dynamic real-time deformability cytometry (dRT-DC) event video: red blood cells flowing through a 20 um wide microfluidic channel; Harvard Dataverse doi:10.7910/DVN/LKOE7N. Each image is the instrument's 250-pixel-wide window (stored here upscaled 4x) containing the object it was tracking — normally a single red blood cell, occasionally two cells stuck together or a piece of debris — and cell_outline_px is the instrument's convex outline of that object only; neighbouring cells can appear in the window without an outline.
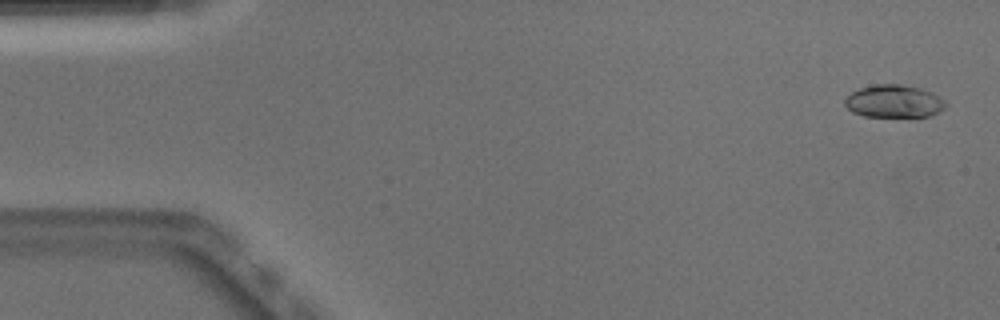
{"species": "Egyptian fruit bat (a non-hibernating species)", "species_latin": "Rousettus aegyptiacus", "temperature_condition": "warm", "stored_images_in_passage": 51, "camera_frame_rate_fps": 3000, "um_per_image_px": 0.085, "animal": {"sex": "male"}, "frame": {"image": 1, "passage_image": 2, "time_ms": 0.333, "image_size_px": [1000, 320], "cell_outline_px": [[948, 104], [944, 108], [932, 116], [916, 120], [864, 116], [852, 112], [844, 104], [844, 100], [852, 92], [860, 88], [872, 84], [904, 84], [920, 88], [932, 92], [940, 96]], "centroid_in_image_um": [76.04, 8.66], "position_along_channel_um": 9.0, "area_um2": 20.29}}
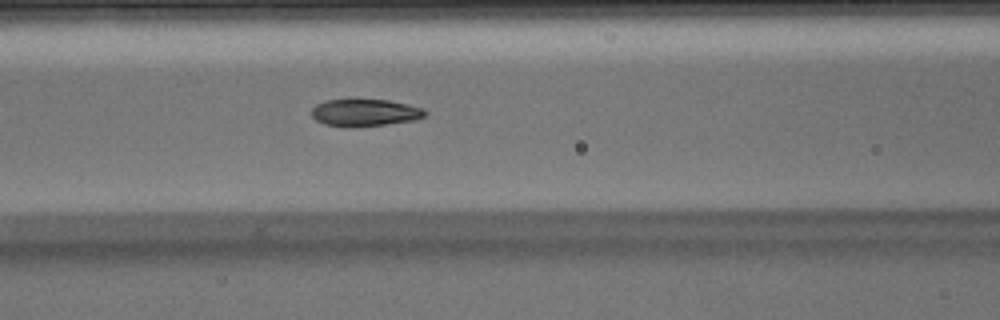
{"frame": {"image": 2, "passage_image": 21, "time_ms": 6.667, "image_size_px": [1000, 320], "cell_outline_px": [[428, 112], [424, 116], [416, 120], [384, 124], [344, 128], [324, 124], [316, 120], [312, 116], [312, 108], [316, 104], [324, 100], [388, 100], [408, 104], [424, 108]], "centroid_in_image_um": [31.01, 9.58], "position_along_channel_um": 135.6, "area_um2": 18.03}}
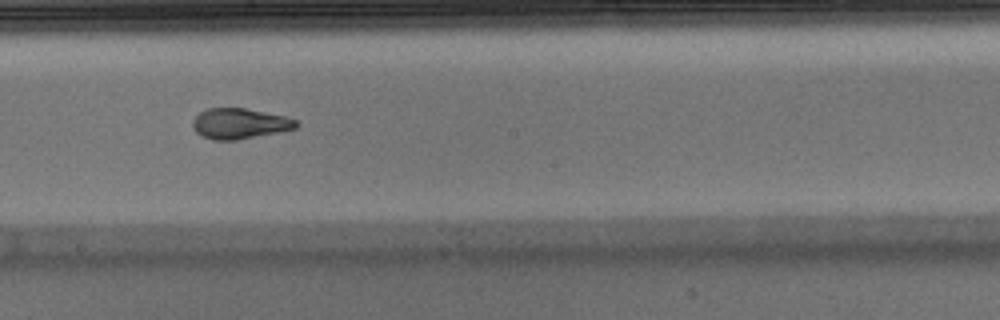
{"frame": {"image": 3, "passage_image": 28, "time_ms": 9.0, "image_size_px": [1000, 320], "cell_outline_px": [[300, 124], [296, 128], [280, 132], [236, 140], [212, 140], [196, 132], [192, 128], [192, 120], [200, 112], [208, 108], [244, 108], [284, 116], [296, 120]], "centroid_in_image_um": [20.36, 10.51], "position_along_channel_um": 227.8, "area_um2": 18.38}, "authors_computed_cell_mechanics": {"area_um2": 19.0162, "velocity_mm_per_s": 3.9524, "shape_relaxation_time_tau1_ms": 5.5498, "shape_relaxation_time_tau2_ms": 1.1576, "deformation_change_tau1": 0.203, "deformation_change_tau2": 0.0714}}